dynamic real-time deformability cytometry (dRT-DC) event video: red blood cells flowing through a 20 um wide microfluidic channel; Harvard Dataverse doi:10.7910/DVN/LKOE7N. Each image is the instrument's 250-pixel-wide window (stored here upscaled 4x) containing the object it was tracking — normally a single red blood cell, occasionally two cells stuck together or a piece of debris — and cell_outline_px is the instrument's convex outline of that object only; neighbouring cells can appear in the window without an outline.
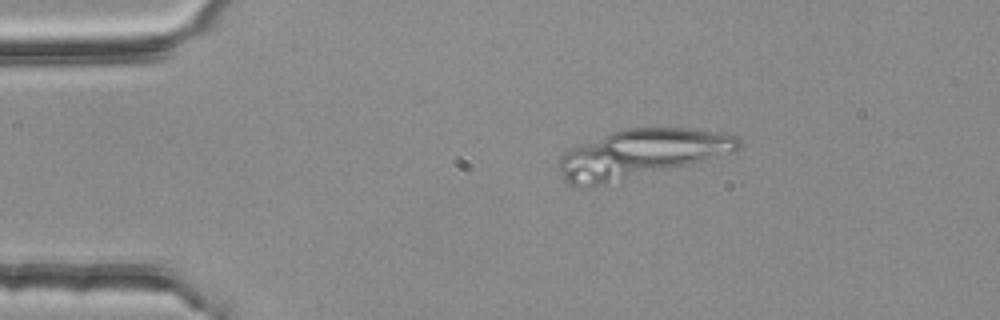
{"species": "common noctule bat (a hibernating species)", "species_latin": "Nyctalus noctula", "temperature_condition": "room temperature", "stored_images_in_passage": 3, "camera_frame_rate_fps": 3000, "um_per_image_px": 0.085, "animal": {"sex": "female", "body_mass_g": 25.1}, "frame": {"image": 1, "passage_image": 2, "time_ms": 0.333, "image_size_px": [1000, 320], "cell_outline_px": [[740, 148], [736, 152], [688, 164], [588, 188], [580, 188], [568, 184], [560, 168], [560, 156], [568, 148], [612, 132], [628, 128], [684, 128], [740, 136]], "centroid_in_image_um": [54.46, 13.07], "position_along_channel_um": 30.5, "area_um2": 49.94}}